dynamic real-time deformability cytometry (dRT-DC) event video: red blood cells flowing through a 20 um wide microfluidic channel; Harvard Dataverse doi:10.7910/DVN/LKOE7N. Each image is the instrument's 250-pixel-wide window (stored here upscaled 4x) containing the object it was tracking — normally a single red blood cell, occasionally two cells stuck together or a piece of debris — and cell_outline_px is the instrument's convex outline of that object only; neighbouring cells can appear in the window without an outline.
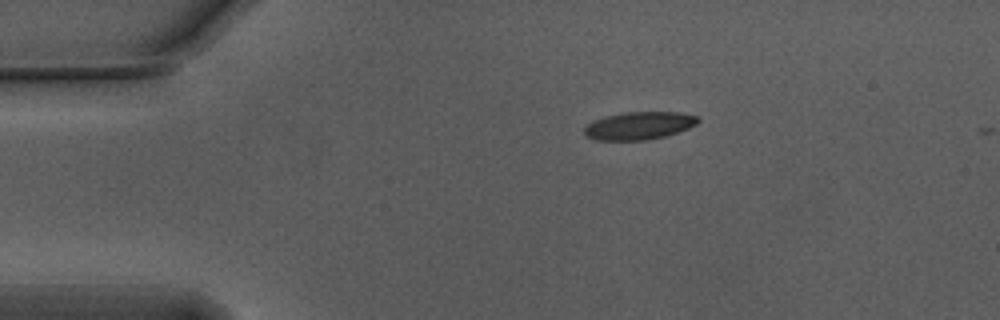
{"species": "Egyptian fruit bat (a non-hibernating species)", "species_latin": "Rousettus aegyptiacus", "temperature_condition": "warm", "stored_images_in_passage": 3, "camera_frame_rate_fps": 3000, "um_per_image_px": 0.085, "animal": {"sex": "male"}, "frame": {"image": 1, "passage_image": 1, "time_ms": 0.0, "image_size_px": [1000, 320], "cell_outline_px": [[700, 120], [696, 124], [688, 128], [664, 136], [648, 140], [596, 140], [588, 136], [584, 132], [584, 128], [588, 124], [604, 116], [624, 112], [680, 112], [700, 116]], "centroid_in_image_um": [54.35, 10.67], "position_along_channel_um": 30.6, "area_um2": 18.32}}